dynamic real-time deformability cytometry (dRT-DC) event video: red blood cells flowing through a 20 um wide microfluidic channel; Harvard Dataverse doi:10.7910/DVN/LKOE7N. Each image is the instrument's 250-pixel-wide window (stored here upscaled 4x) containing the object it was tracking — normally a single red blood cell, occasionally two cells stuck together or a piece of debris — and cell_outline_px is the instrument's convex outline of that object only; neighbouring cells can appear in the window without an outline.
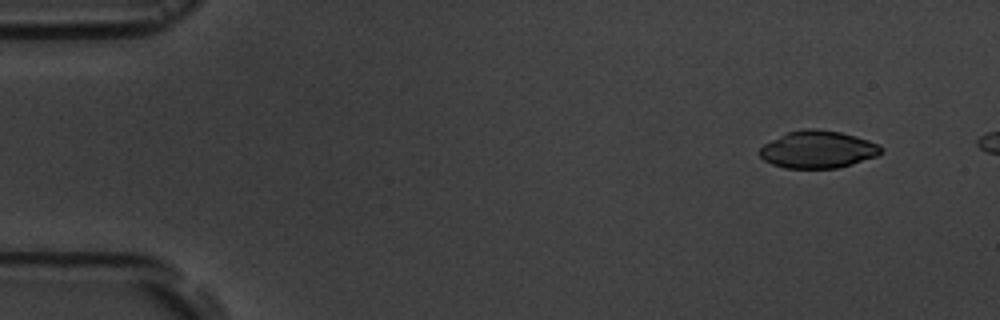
{"species": "common noctule bat (a hibernating species)", "species_latin": "Nyctalus noctula", "temperature_condition": "room temperature", "stored_images_in_passage": 4, "camera_frame_rate_fps": 3000, "um_per_image_px": 0.085, "animal": {"sex": "male", "body_mass_g": 19.5, "forearm_length_mm": 54.6}, "frame": {"image": 1, "passage_image": 2, "time_ms": 1.0, "image_size_px": [1000, 320], "cell_outline_px": [[884, 152], [876, 156], [852, 164], [836, 168], [784, 168], [772, 164], [764, 160], [760, 156], [760, 148], [764, 144], [788, 132], [804, 128], [816, 128], [840, 132], [856, 136], [880, 144], [884, 148]], "centroid_in_image_um": [69.55, 12.7], "position_along_channel_um": 15.4, "area_um2": 26.47}}